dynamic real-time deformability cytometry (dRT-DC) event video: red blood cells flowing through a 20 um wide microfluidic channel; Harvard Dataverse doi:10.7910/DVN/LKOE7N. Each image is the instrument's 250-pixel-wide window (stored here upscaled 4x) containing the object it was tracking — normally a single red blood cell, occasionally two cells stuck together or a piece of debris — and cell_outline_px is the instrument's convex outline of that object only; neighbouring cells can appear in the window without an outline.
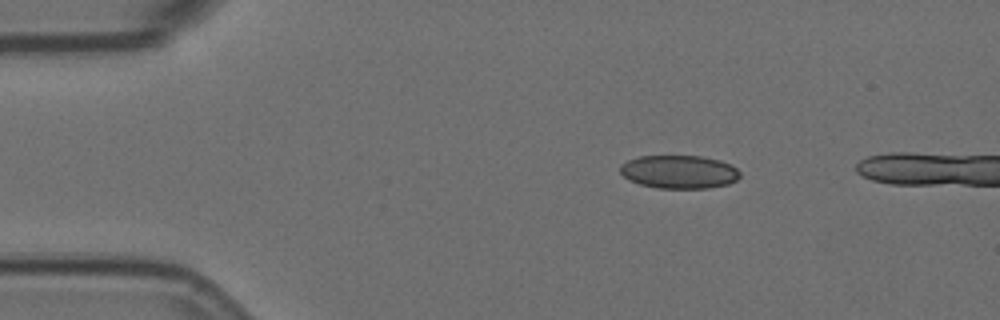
{"species": "Egyptian fruit bat (a non-hibernating species)", "species_latin": "Rousettus aegyptiacus", "temperature_condition": "room temperature", "stored_images_in_passage": 3, "camera_frame_rate_fps": 3000, "um_per_image_px": 0.085, "animal": {"sex": "female"}, "frame": {"image": 1, "passage_image": 1, "time_ms": 0.0, "image_size_px": [1000, 320], "cell_outline_px": [[740, 176], [736, 180], [728, 184], [708, 188], [656, 188], [640, 184], [628, 180], [620, 172], [620, 164], [628, 160], [640, 156], [700, 156], [720, 160], [736, 168], [740, 172]], "centroid_in_image_um": [57.7, 14.61], "position_along_channel_um": 27.3, "area_um2": 23.24}}